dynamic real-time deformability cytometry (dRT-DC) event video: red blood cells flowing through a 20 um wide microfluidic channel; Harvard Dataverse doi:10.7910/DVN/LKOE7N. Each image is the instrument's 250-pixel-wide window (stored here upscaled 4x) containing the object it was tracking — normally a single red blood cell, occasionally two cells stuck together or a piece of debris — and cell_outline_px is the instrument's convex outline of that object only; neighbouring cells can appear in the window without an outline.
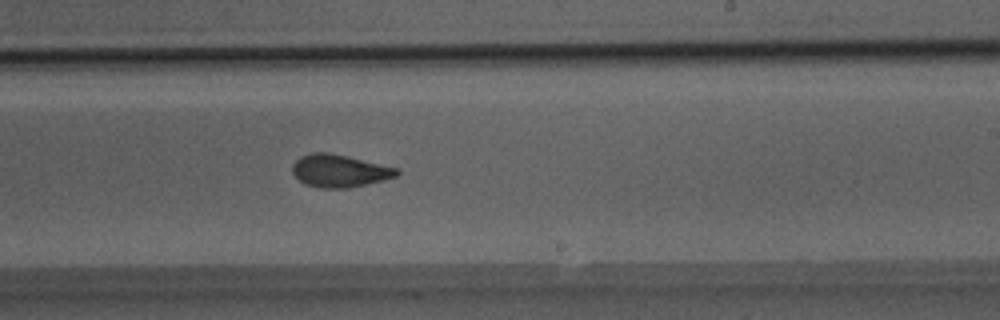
{"species": "Egyptian fruit bat (a non-hibernating species)", "species_latin": "Rousettus aegyptiacus", "temperature_condition": "room temperature", "stored_images_in_passage": 50, "camera_frame_rate_fps": 3000, "um_per_image_px": 0.085, "animal": {"sex": "male"}, "frame": {"image": 1, "passage_image": 30, "time_ms": 9.667, "image_size_px": [1000, 320], "cell_outline_px": [[400, 172], [396, 176], [384, 180], [348, 188], [320, 188], [304, 184], [292, 172], [292, 164], [300, 156], [312, 152], [328, 152], [348, 156], [400, 168]], "centroid_in_image_um": [28.87, 14.51], "position_along_channel_um": 260.1, "area_um2": 20.0}}
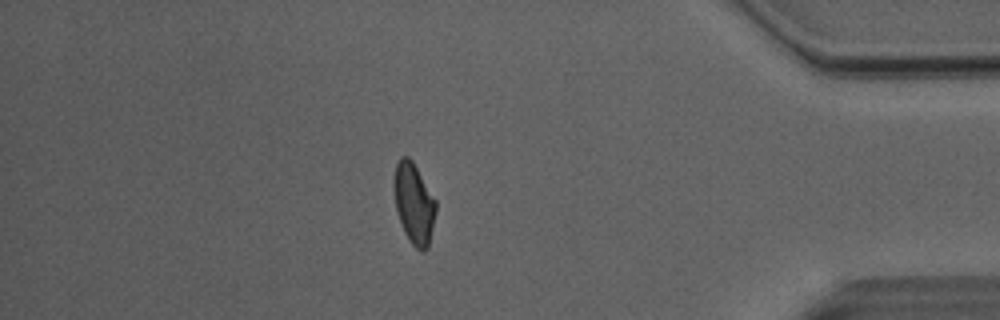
{"frame": {"image": 2, "passage_image": 43, "time_ms": 14.0, "image_size_px": [1000, 320], "cell_outline_px": [[436, 212], [428, 248], [424, 252], [420, 252], [412, 244], [404, 232], [396, 208], [396, 164], [400, 156], [408, 156], [412, 160], [436, 200]], "centroid_in_image_um": [35.23, 17.33], "position_along_channel_um": 400.0, "area_um2": 19.19}}
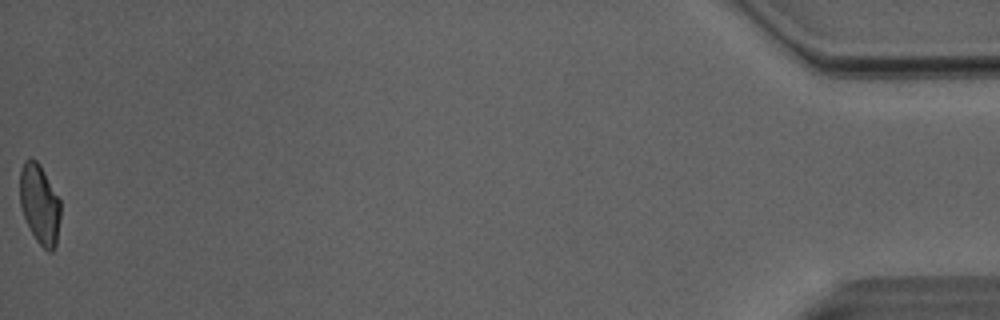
{"frame": {"image": 3, "passage_image": 50, "time_ms": 16.333, "image_size_px": [1000, 320], "cell_outline_px": [[60, 216], [56, 244], [52, 252], [48, 252], [36, 240], [20, 208], [20, 168], [24, 160], [36, 160], [40, 164], [60, 200]], "centroid_in_image_um": [3.36, 17.35], "position_along_channel_um": 431.8, "area_um2": 18.73}, "authors_computed_cell_mechanics": {"area_um2": 20.0566, "velocity_mm_per_s": 4.0779, "shape_relaxation_time_tau1_ms": 8.9624, "shape_relaxation_time_tau2_ms": 1.3304, "deformation_change_tau1": 0.1978, "deformation_change_tau2": 0.0652}}